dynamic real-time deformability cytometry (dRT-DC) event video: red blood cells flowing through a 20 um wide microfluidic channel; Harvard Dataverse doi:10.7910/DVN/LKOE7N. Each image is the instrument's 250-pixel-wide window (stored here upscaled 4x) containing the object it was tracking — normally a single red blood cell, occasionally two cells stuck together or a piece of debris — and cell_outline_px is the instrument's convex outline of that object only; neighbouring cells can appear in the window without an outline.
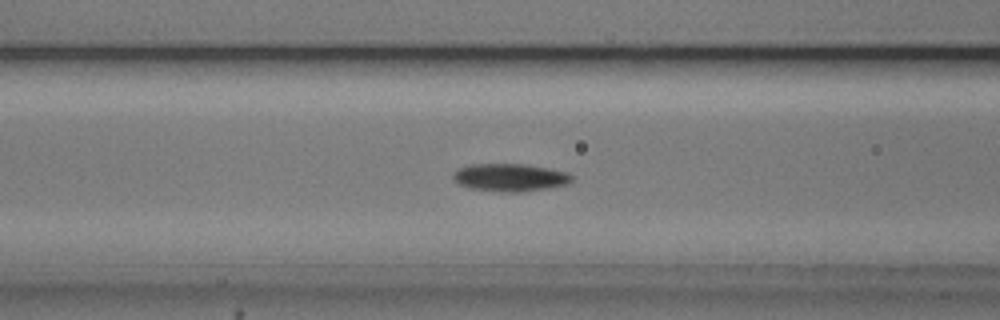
{"species": "common noctule bat (a hibernating species)", "species_latin": "Nyctalus noctula", "temperature_condition": "cold", "stored_images_in_passage": 43, "camera_frame_rate_fps": 3000, "um_per_image_px": 0.085, "animal": {"sex": "male", "body_mass_g": 20.5, "forearm_length_mm": 52.5}, "frame": {"image": 1, "passage_image": 11, "time_ms": 3.333, "image_size_px": [1000, 320], "cell_outline_px": [[572, 180], [568, 184], [548, 188], [524, 192], [496, 192], [468, 188], [460, 184], [452, 176], [452, 172], [468, 164], [528, 164], [568, 172], [572, 176]], "centroid_in_image_um": [43.35, 15.09], "position_along_channel_um": 123.2, "area_um2": 19.42}}
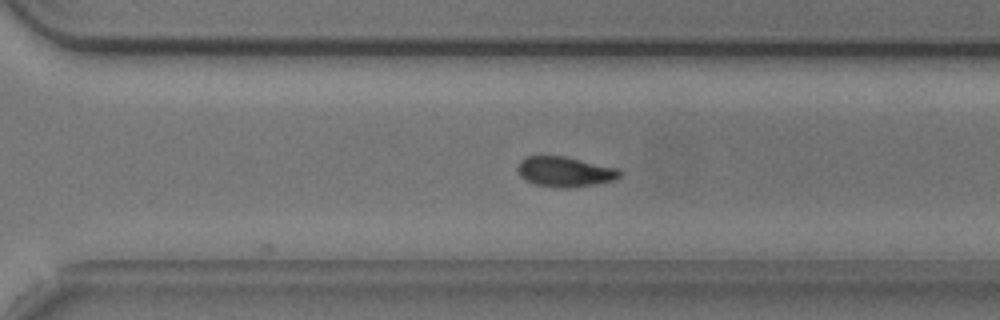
{"frame": {"image": 2, "passage_image": 27, "time_ms": 8.667, "image_size_px": [1000, 320], "cell_outline_px": [[624, 172], [620, 176], [612, 180], [596, 184], [568, 188], [536, 184], [520, 176], [520, 160], [524, 156], [564, 156], [620, 168]], "centroid_in_image_um": [48.09, 14.58], "position_along_channel_um": 322.5, "area_um2": 17.69}}
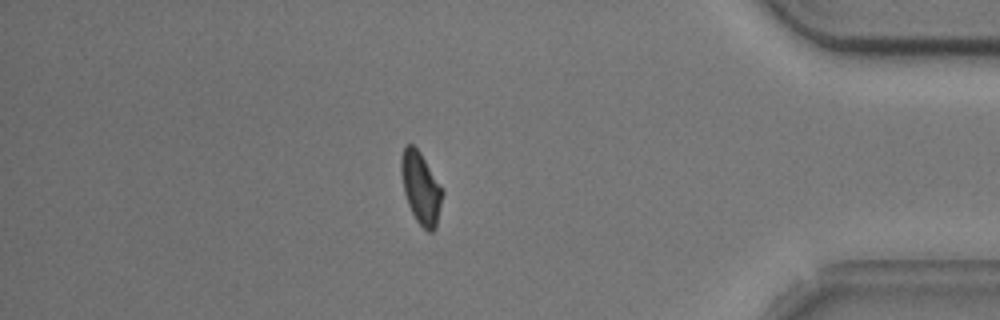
{"frame": {"image": 3, "passage_image": 36, "time_ms": 11.667, "image_size_px": [1000, 320], "cell_outline_px": [[444, 192], [436, 228], [432, 232], [428, 232], [416, 220], [408, 204], [404, 192], [400, 172], [400, 156], [404, 144], [412, 144], [420, 152], [444, 188]], "centroid_in_image_um": [35.77, 15.95], "position_along_channel_um": 399.4, "area_um2": 17.63}, "authors_computed_cell_mechanics": {"area_um2": 18.0336, "velocity_mm_per_s": 3.7401, "shape_relaxation_time_tau1_ms": 3.4885, "shape_relaxation_time_tau2_ms": null, "deformation_change_tau1": 0.129, "deformation_change_tau2": null}}